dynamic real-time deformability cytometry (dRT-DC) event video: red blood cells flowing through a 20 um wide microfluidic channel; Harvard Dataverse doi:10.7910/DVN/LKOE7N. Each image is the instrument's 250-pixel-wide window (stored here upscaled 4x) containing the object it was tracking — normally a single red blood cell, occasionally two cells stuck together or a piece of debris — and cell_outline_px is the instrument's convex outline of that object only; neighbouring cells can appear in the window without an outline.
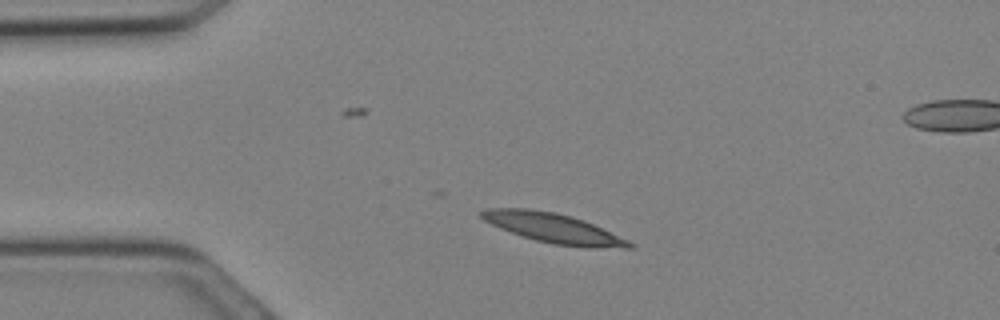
{"species": "Egyptian fruit bat (a non-hibernating species)", "species_latin": "Rousettus aegyptiacus", "temperature_condition": "cold", "stored_images_in_passage": 15, "camera_frame_rate_fps": 3000, "um_per_image_px": 0.085, "animal": {"sex": "female"}, "frame": {"image": 1, "passage_image": 3, "time_ms": 0.667, "image_size_px": [1000, 320], "cell_outline_px": [[636, 244], [632, 248], [588, 248], [552, 244], [536, 240], [500, 228], [484, 220], [480, 216], [480, 212], [488, 208], [528, 208], [556, 212], [572, 216], [584, 220], [628, 240]], "centroid_in_image_um": [47.08, 19.39], "position_along_channel_um": 37.9, "area_um2": 25.49}}
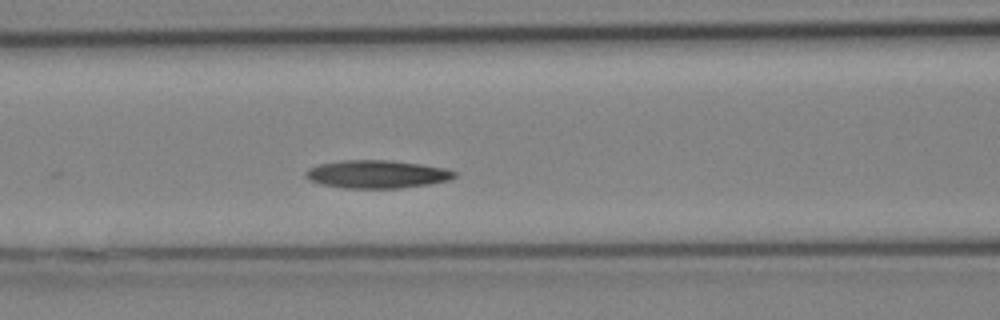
{"frame": {"image": 2, "passage_image": 9, "time_ms": 2.667, "image_size_px": [1000, 320], "cell_outline_px": [[456, 176], [448, 180], [428, 184], [400, 188], [344, 188], [320, 184], [308, 180], [304, 176], [304, 172], [308, 168], [320, 164], [344, 160], [392, 160], [420, 164], [444, 168], [456, 172]], "centroid_in_image_um": [31.99, 14.81], "position_along_channel_um": 134.6, "area_um2": 24.28}}
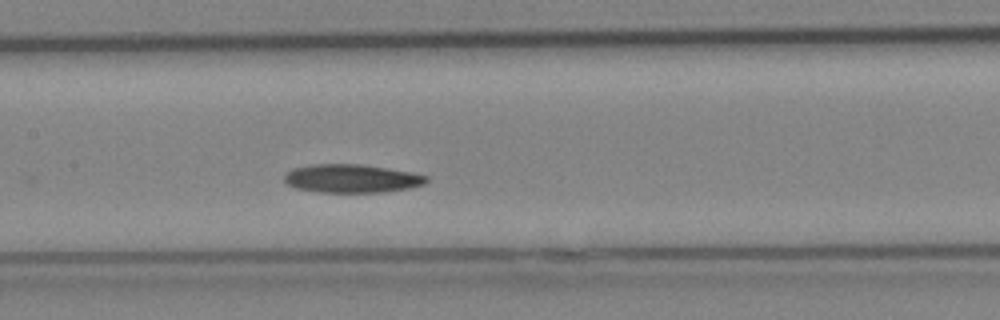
{"frame": {"image": 3, "passage_image": 11, "time_ms": 3.333, "image_size_px": [1000, 320], "cell_outline_px": [[428, 180], [424, 184], [408, 188], [384, 192], [320, 192], [296, 188], [288, 184], [284, 180], [284, 176], [292, 168], [312, 164], [356, 164], [412, 172], [428, 176]], "centroid_in_image_um": [29.88, 15.17], "position_along_channel_um": 177.5, "area_um2": 23.29}}